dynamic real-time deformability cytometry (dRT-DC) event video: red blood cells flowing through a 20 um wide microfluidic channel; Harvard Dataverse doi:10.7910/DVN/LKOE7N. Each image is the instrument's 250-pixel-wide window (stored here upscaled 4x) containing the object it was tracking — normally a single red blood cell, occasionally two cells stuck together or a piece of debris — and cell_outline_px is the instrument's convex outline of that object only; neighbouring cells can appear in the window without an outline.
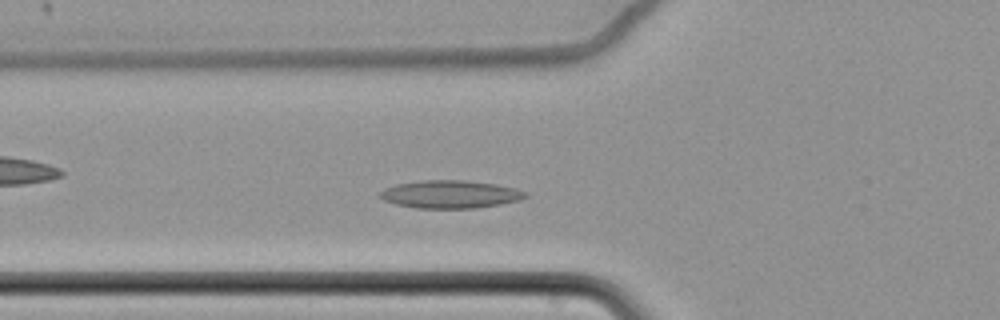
{"species": "common noctule bat (a hibernating species)", "species_latin": "Nyctalus noctula", "temperature_condition": "cold", "stored_images_in_passage": 40, "camera_frame_rate_fps": 3000, "um_per_image_px": 0.085, "animal": {"sex": "female", "body_mass_g": 22.7, "forearm_length_mm": 54.2}, "frame": {"image": 1, "passage_image": 12, "time_ms": 3.667, "image_size_px": [1000, 320], "cell_outline_px": [[528, 196], [520, 200], [500, 204], [476, 208], [416, 208], [396, 204], [384, 200], [380, 196], [380, 192], [384, 188], [396, 184], [420, 180], [464, 180], [496, 184], [516, 188], [528, 192]], "centroid_in_image_um": [38.3, 16.51], "position_along_channel_um": 87.5, "area_um2": 23.7}}
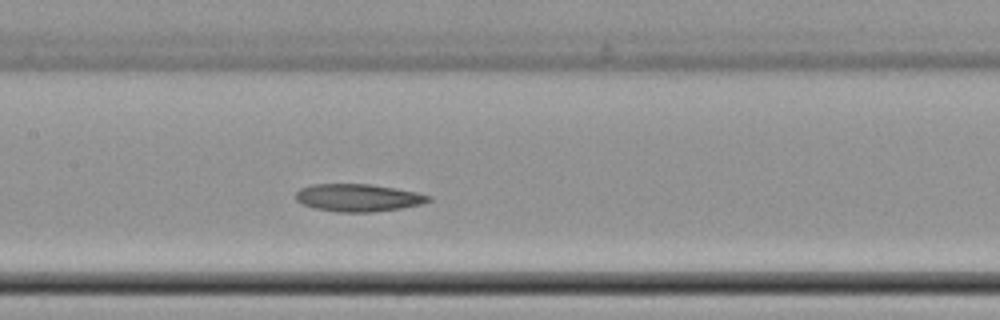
{"frame": {"image": 2, "passage_image": 20, "time_ms": 6.333, "image_size_px": [1000, 320], "cell_outline_px": [[432, 200], [420, 204], [400, 208], [372, 212], [336, 212], [316, 208], [304, 204], [296, 200], [296, 192], [300, 188], [312, 184], [368, 184], [396, 188], [416, 192], [432, 196]], "centroid_in_image_um": [30.45, 16.8], "position_along_channel_um": 177.0, "area_um2": 21.21}}
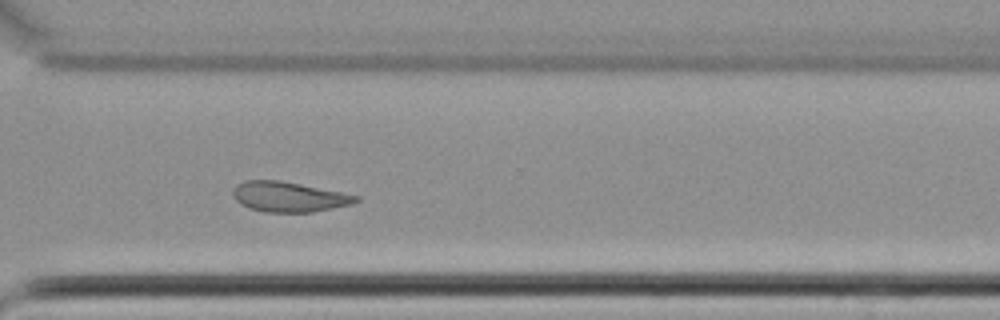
{"frame": {"image": 3, "passage_image": 35, "time_ms": 11.333, "image_size_px": [1000, 320], "cell_outline_px": [[360, 200], [352, 204], [312, 212], [264, 212], [240, 204], [232, 196], [232, 188], [236, 184], [244, 180], [280, 180], [360, 196]], "centroid_in_image_um": [24.51, 16.72], "position_along_channel_um": 346.1, "area_um2": 21.56}}